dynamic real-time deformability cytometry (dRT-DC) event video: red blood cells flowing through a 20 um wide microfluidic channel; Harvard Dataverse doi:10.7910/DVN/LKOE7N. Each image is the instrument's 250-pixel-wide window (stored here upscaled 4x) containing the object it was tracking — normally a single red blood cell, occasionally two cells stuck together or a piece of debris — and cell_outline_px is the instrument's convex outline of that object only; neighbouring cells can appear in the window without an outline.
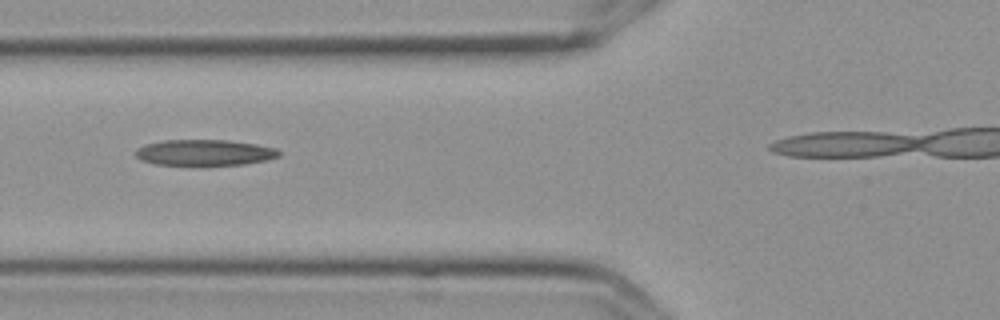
{"species": "Egyptian fruit bat (a non-hibernating species)", "species_latin": "Rousettus aegyptiacus", "temperature_condition": "cold", "stored_images_in_passage": 6, "camera_frame_rate_fps": 3000, "um_per_image_px": 0.085, "frame": {"image": 1, "passage_image": 3, "time_ms": 0.667, "image_size_px": [1000, 320], "cell_outline_px": [[280, 156], [264, 160], [244, 164], [200, 168], [156, 164], [140, 160], [136, 156], [136, 148], [144, 144], [164, 140], [228, 140], [256, 144], [276, 148], [280, 152]], "centroid_in_image_um": [17.34, 13.01], "position_along_channel_um": 108.5, "area_um2": 22.66}}
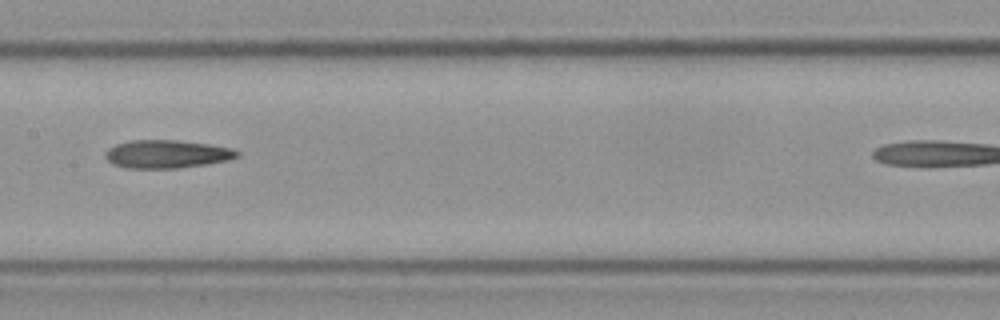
{"frame": {"image": 2, "passage_image": 5, "time_ms": 1.333, "image_size_px": [1000, 320], "cell_outline_px": [[240, 156], [228, 160], [204, 164], [176, 168], [124, 168], [112, 164], [104, 156], [104, 152], [108, 148], [116, 144], [132, 140], [176, 140], [208, 144], [232, 148], [240, 152]], "centroid_in_image_um": [14.15, 13.09], "position_along_channel_um": 193.2, "area_um2": 21.62}}